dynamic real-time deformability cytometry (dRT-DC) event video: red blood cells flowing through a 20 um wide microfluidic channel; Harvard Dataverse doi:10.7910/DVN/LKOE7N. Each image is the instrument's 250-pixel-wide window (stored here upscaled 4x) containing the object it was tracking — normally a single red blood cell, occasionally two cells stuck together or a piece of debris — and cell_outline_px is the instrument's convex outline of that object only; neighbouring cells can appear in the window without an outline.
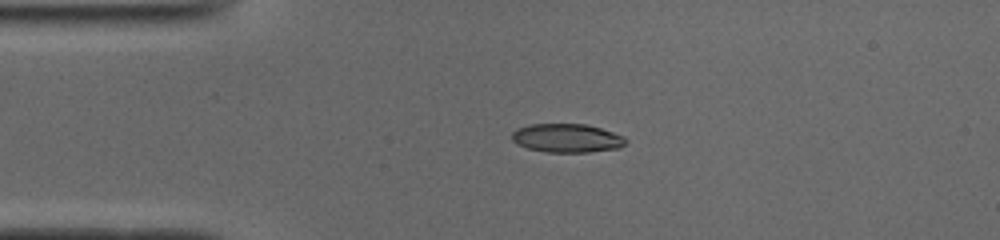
{"species": "common noctule bat (a hibernating species)", "species_latin": "Nyctalus noctula", "temperature_condition": "cold", "stored_images_in_passage": 41, "camera_frame_rate_fps": 3000, "um_per_image_px": 0.085, "animal": {"sex": "male", "body_mass_g": 19.0, "forearm_length_mm": 50.8}, "frame": {"image": 1, "passage_image": 1, "time_ms": 0.0, "image_size_px": [1000, 240], "cell_outline_px": [[628, 140], [620, 148], [588, 152], [548, 152], [528, 148], [516, 144], [512, 140], [512, 132], [516, 128], [528, 124], [584, 124], [600, 128], [624, 136]], "centroid_in_image_um": [48.17, 11.73], "position_along_channel_um": 36.8, "area_um2": 19.07}}
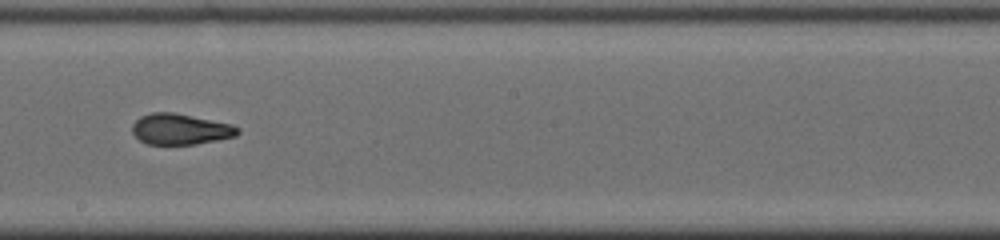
{"frame": {"image": 2, "passage_image": 18, "time_ms": 5.667, "image_size_px": [1000, 240], "cell_outline_px": [[240, 132], [236, 136], [196, 144], [148, 144], [140, 140], [132, 132], [132, 124], [140, 116], [152, 112], [172, 112], [232, 124], [240, 128]], "centroid_in_image_um": [15.33, 10.97], "position_along_channel_um": 232.9, "area_um2": 18.9}}
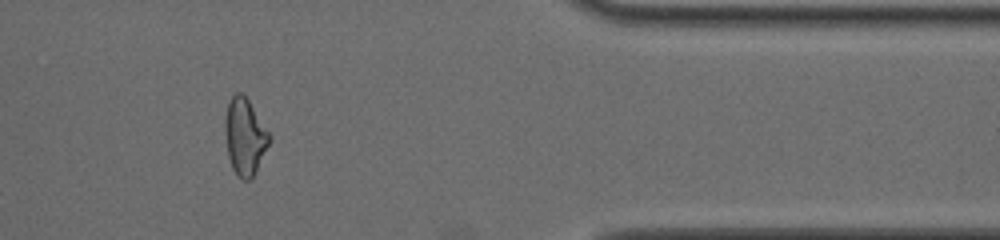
{"frame": {"image": 3, "passage_image": 32, "time_ms": 10.333, "image_size_px": [1000, 240], "cell_outline_px": [[272, 136], [256, 172], [252, 180], [244, 180], [236, 176], [232, 168], [228, 156], [224, 132], [224, 120], [228, 100], [236, 92], [240, 92], [248, 100]], "centroid_in_image_um": [20.79, 11.63], "position_along_channel_um": 390.6, "area_um2": 20.0}, "authors_computed_cell_mechanics": {"area_um2": 19.8254, "velocity_mm_per_s": 3.941, "shape_relaxation_time_tau1_ms": 10.4752, "shape_relaxation_time_tau2_ms": 1.5457, "deformation_change_tau1": 0.2741, "deformation_change_tau2": 0.0759}}